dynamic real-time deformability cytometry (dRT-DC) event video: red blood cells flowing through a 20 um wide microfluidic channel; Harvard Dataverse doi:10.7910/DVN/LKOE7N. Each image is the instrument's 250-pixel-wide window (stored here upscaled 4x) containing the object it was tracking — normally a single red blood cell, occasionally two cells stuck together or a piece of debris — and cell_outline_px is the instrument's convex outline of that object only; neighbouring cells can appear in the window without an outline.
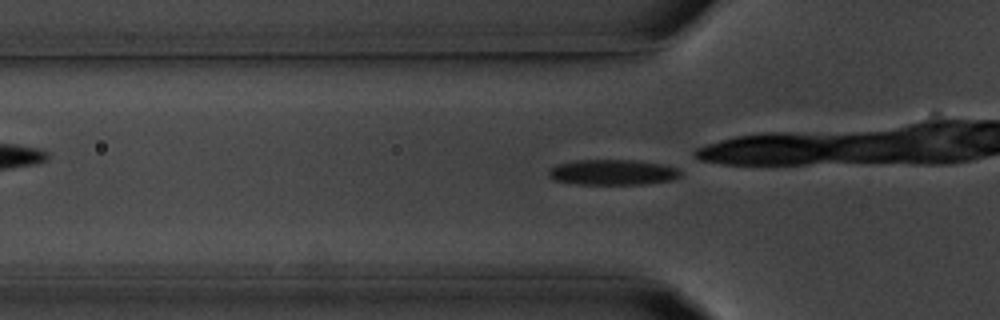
{"species": "common noctule bat (a hibernating species)", "species_latin": "Nyctalus noctula", "temperature_condition": "room temperature", "stored_images_in_passage": 37, "camera_frame_rate_fps": 3000, "um_per_image_px": 0.085, "animal": {"sex": "male", "body_mass_g": 20.1, "forearm_length_mm": 53.5}, "frame": {"image": 1, "passage_image": 11, "time_ms": 3.333, "image_size_px": [1000, 320], "cell_outline_px": [[680, 176], [672, 180], [648, 184], [576, 184], [556, 180], [548, 176], [548, 168], [556, 164], [580, 160], [636, 160], [664, 164], [676, 168], [680, 172]], "centroid_in_image_um": [52.07, 14.64], "position_along_channel_um": 73.7, "area_um2": 19.65}}